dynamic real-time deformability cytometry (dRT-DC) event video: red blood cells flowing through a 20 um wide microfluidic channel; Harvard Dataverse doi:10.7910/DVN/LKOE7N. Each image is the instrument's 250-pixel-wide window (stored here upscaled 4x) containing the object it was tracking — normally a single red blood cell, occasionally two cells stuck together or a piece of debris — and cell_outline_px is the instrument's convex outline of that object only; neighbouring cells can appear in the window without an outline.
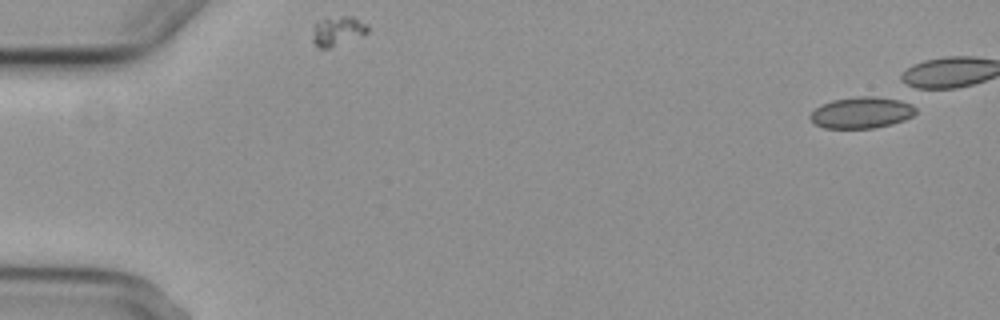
{"species": "common noctule bat (a hibernating species)", "species_latin": "Nyctalus noctula", "temperature_condition": "cold", "stored_images_in_passage": 6, "camera_frame_rate_fps": 3000, "um_per_image_px": 0.085, "animal": {"sex": "female", "body_mass_g": 29.2, "forearm_length_mm": 56.3}, "frame": {"image": 1, "passage_image": 1, "time_ms": 0.0, "image_size_px": [1000, 320], "cell_outline_px": [[916, 112], [912, 116], [904, 120], [892, 124], [872, 128], [824, 128], [816, 124], [808, 116], [820, 104], [832, 100], [856, 96], [876, 96], [912, 100], [916, 108]], "centroid_in_image_um": [73.31, 9.54], "position_along_channel_um": 11.7, "area_um2": 19.77}}